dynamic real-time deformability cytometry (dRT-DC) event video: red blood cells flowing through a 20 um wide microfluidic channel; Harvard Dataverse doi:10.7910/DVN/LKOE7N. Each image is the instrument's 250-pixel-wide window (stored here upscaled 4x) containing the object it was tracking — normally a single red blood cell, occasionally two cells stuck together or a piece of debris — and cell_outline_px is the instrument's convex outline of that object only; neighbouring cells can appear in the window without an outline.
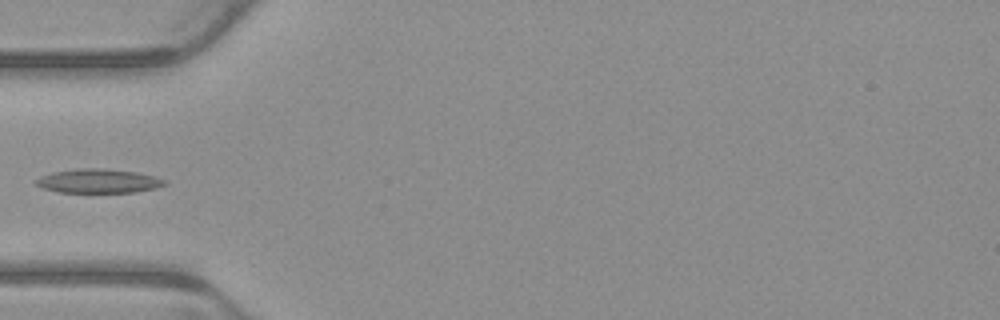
{"species": "common noctule bat (a hibernating species)", "species_latin": "Nyctalus noctula", "temperature_condition": "warm", "stored_images_in_passage": 6, "camera_frame_rate_fps": 3000, "um_per_image_px": 0.085, "animal": {"sex": "male", "body_mass_g": 23.1, "forearm_length_mm": 52.7}, "frame": {"image": 1, "passage_image": 5, "time_ms": 1.333, "image_size_px": [1000, 320], "cell_outline_px": [[168, 184], [156, 188], [136, 192], [60, 192], [44, 188], [32, 184], [32, 180], [40, 176], [52, 172], [76, 168], [104, 168], [136, 172], [156, 176], [168, 180]], "centroid_in_image_um": [8.36, 15.37], "position_along_channel_um": 76.6, "area_um2": 18.38}}
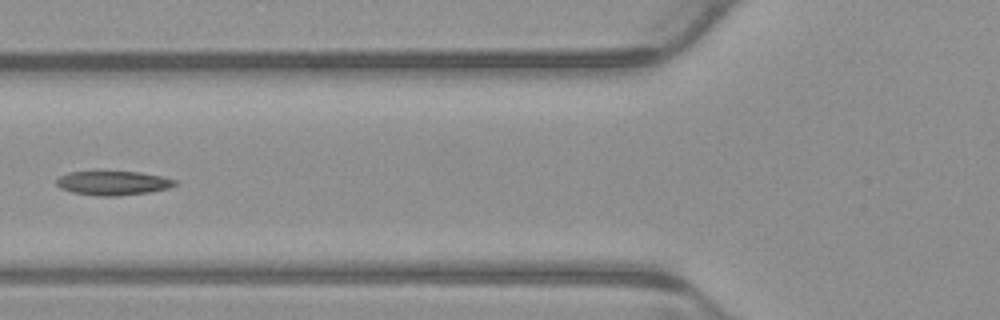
{"frame": {"image": 2, "passage_image": 6, "time_ms": 1.667, "image_size_px": [1000, 320], "cell_outline_px": [[176, 184], [168, 188], [148, 192], [116, 196], [100, 196], [72, 192], [60, 188], [56, 184], [56, 180], [60, 176], [68, 172], [96, 168], [140, 172], [164, 176], [176, 180]], "centroid_in_image_um": [9.55, 15.49], "position_along_channel_um": 116.2, "area_um2": 17.57}}